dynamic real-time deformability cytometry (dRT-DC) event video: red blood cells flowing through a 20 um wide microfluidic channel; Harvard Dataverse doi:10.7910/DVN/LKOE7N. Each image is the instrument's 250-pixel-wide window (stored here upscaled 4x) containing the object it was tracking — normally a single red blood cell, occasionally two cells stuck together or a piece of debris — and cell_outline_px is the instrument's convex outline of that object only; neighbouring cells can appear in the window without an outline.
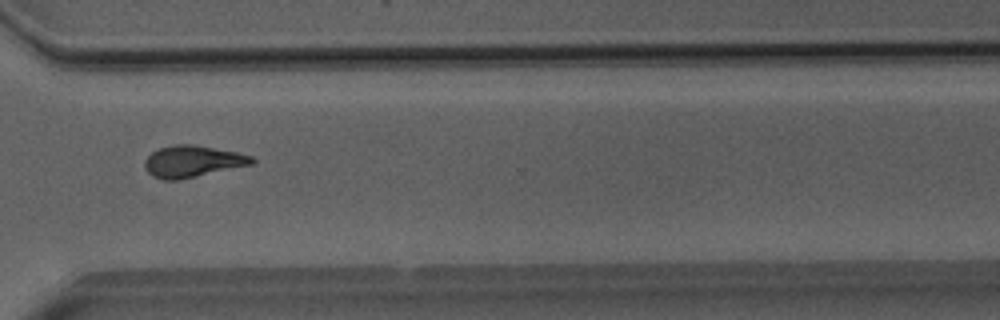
{"species": "Egyptian fruit bat (a non-hibernating species)", "species_latin": "Rousettus aegyptiacus", "temperature_condition": "room temperature", "stored_images_in_passage": 41, "camera_frame_rate_fps": 3000, "um_per_image_px": 0.085, "animal": {"sex": "male"}, "frame": {"image": 1, "passage_image": 28, "time_ms": 9.0, "image_size_px": [1000, 320], "cell_outline_px": [[256, 160], [252, 164], [180, 180], [164, 180], [152, 176], [144, 168], [144, 160], [152, 152], [160, 148], [176, 144], [192, 144], [236, 152], [252, 156]], "centroid_in_image_um": [16.34, 13.72], "position_along_channel_um": 354.3, "area_um2": 19.71}}
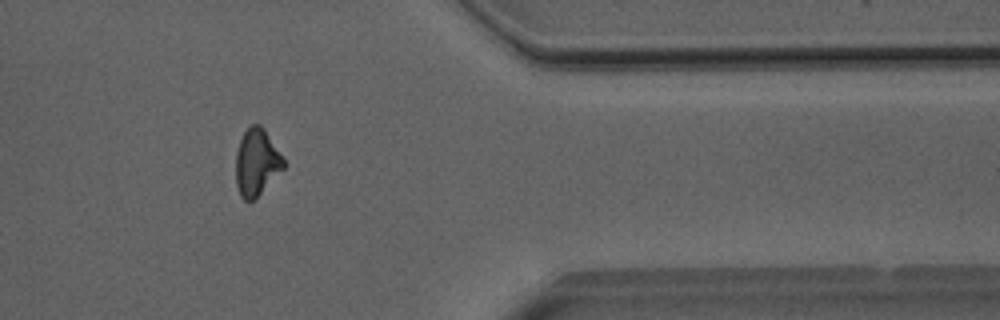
{"frame": {"image": 2, "passage_image": 32, "time_ms": 10.333, "image_size_px": [1000, 320], "cell_outline_px": [[288, 164], [252, 200], [244, 200], [240, 196], [236, 184], [236, 152], [240, 140], [244, 132], [252, 124], [260, 124], [264, 128]], "centroid_in_image_um": [21.82, 13.76], "position_along_channel_um": 389.6, "area_um2": 18.44}}
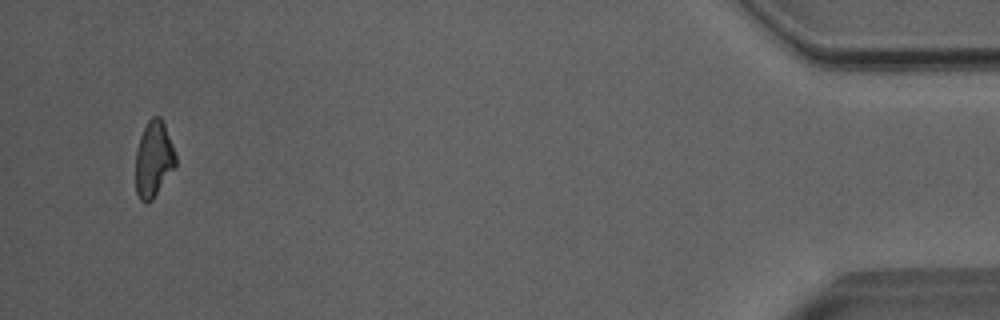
{"frame": {"image": 3, "passage_image": 39, "time_ms": 12.667, "image_size_px": [1000, 320], "cell_outline_px": [[176, 164], [152, 200], [148, 204], [144, 204], [140, 200], [136, 192], [136, 152], [140, 136], [148, 120], [152, 116], [160, 116], [164, 124], [172, 144], [176, 156]], "centroid_in_image_um": [13.04, 13.54], "position_along_channel_um": 422.2, "area_um2": 17.57}, "authors_computed_cell_mechanics": {"area_um2": 19.0162, "velocity_mm_per_s": 4.0332, "shape_relaxation_time_tau1_ms": 7.4079, "shape_relaxation_time_tau2_ms": 2.5795, "deformation_change_tau1": 0.2061, "deformation_change_tau2": 0.1069}}